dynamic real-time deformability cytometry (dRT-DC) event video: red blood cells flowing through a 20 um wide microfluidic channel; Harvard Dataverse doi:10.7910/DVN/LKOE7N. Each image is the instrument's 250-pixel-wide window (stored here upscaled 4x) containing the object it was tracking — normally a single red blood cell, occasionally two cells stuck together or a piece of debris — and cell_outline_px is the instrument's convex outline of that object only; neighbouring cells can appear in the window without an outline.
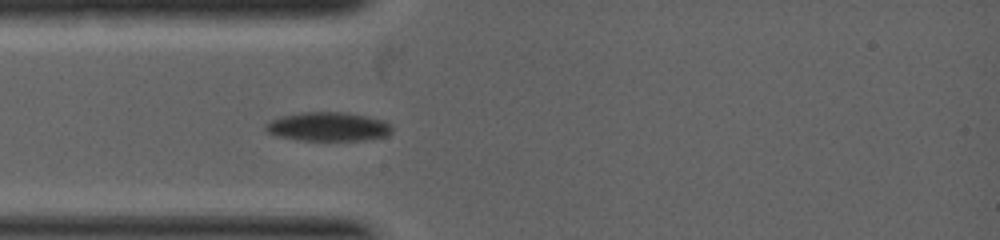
{"species": "common noctule bat (a hibernating species)", "species_latin": "Nyctalus noctula", "temperature_condition": "warm", "stored_images_in_passage": 5, "camera_frame_rate_fps": 5000, "um_per_image_px": 0.085, "animal": {"sex": "female", "body_mass_g": 19.0, "forearm_length_mm": 53.3}, "frame": {"image": 1, "passage_image": 3, "time_ms": 0.8, "image_size_px": [1000, 240], "cell_outline_px": [[392, 132], [384, 136], [364, 140], [300, 140], [276, 136], [268, 132], [264, 128], [264, 124], [280, 116], [300, 112], [348, 112], [368, 116], [384, 120], [392, 124]], "centroid_in_image_um": [27.9, 10.75], "position_along_channel_um": 57.1, "area_um2": 21.5}}
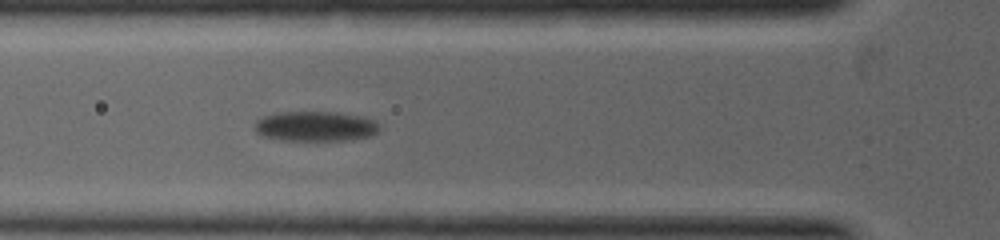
{"frame": {"image": 2, "passage_image": 5, "time_ms": 1.4, "image_size_px": [1000, 240], "cell_outline_px": [[380, 128], [372, 136], [348, 140], [284, 140], [260, 136], [256, 132], [256, 120], [264, 116], [276, 112], [336, 112], [360, 116], [372, 120]], "centroid_in_image_um": [26.78, 10.73], "position_along_channel_um": 99.0, "area_um2": 21.68}}